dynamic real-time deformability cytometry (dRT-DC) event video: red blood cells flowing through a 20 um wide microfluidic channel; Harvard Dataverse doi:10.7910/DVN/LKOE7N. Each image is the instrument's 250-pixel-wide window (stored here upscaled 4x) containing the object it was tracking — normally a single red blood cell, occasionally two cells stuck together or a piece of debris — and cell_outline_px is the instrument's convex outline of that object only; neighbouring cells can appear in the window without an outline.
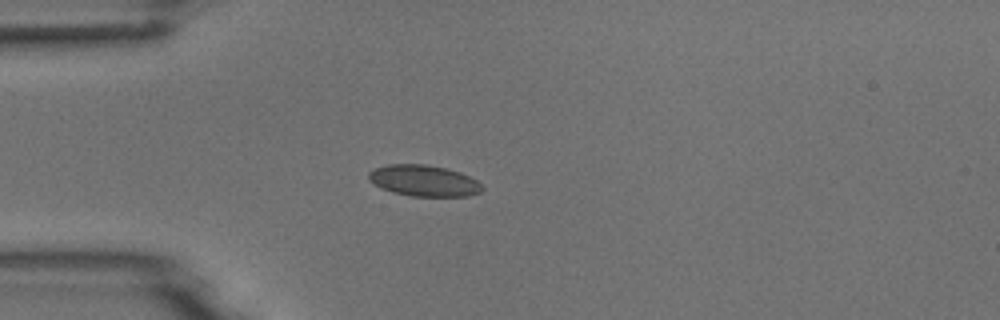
{"species": "common noctule bat (a hibernating species)", "species_latin": "Nyctalus noctula", "temperature_condition": "room temperature", "stored_images_in_passage": 1, "camera_frame_rate_fps": 3000, "um_per_image_px": 0.085, "animal": {"sex": "male", "body_mass_g": 18.8}, "frame": {"image": 1, "passage_image": 1, "time_ms": 0.0, "image_size_px": [1000, 320], "cell_outline_px": [[484, 188], [480, 192], [468, 196], [412, 196], [392, 192], [380, 188], [368, 180], [368, 172], [376, 168], [388, 164], [424, 164], [444, 168], [460, 172], [476, 180]], "centroid_in_image_um": [36.0, 15.36], "position_along_channel_um": 49.0, "area_um2": 20.58}}